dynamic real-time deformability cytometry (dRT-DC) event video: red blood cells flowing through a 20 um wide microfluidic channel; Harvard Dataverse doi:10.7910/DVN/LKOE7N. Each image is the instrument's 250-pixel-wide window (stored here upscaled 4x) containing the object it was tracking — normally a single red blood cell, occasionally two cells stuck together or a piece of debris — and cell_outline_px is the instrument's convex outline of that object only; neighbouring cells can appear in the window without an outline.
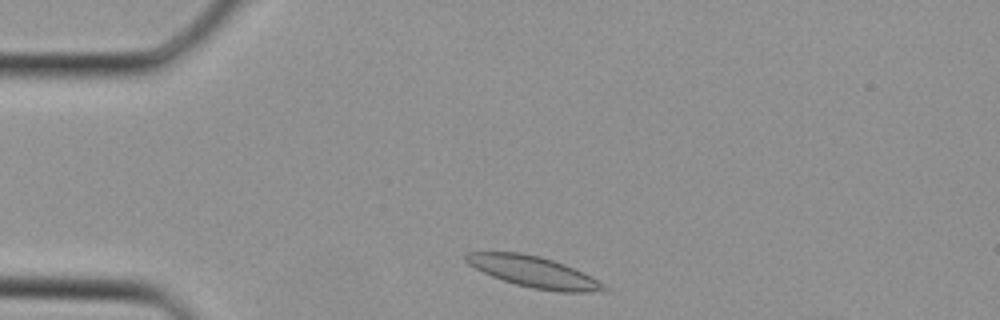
{"species": "Egyptian fruit bat (a non-hibernating species)", "species_latin": "Rousettus aegyptiacus", "temperature_condition": "cold", "stored_images_in_passage": 31, "camera_frame_rate_fps": 3000, "um_per_image_px": 0.085, "animal": {"sex": "female"}, "frame": {"image": 1, "passage_image": 2, "time_ms": 0.333, "image_size_px": [1000, 320], "cell_outline_px": [[612, 288], [608, 292], [560, 292], [532, 288], [516, 284], [492, 276], [468, 264], [464, 260], [464, 252], [520, 252], [540, 256], [564, 264], [584, 272], [600, 280]], "centroid_in_image_um": [45.46, 23.12], "position_along_channel_um": 39.5, "area_um2": 25.32}}
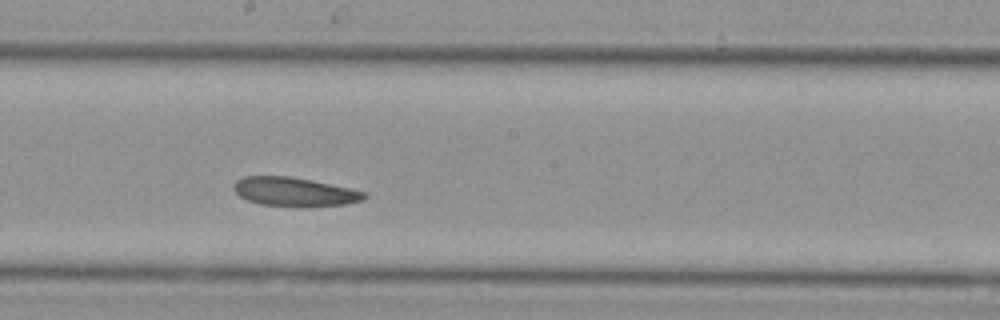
{"frame": {"image": 2, "passage_image": 14, "time_ms": 4.333, "image_size_px": [1000, 320], "cell_outline_px": [[368, 196], [364, 200], [348, 204], [308, 208], [300, 208], [260, 204], [248, 200], [240, 196], [232, 188], [232, 184], [236, 180], [244, 176], [288, 176], [312, 180], [368, 192]], "centroid_in_image_um": [25.07, 16.33], "position_along_channel_um": 223.1, "area_um2": 22.6}}
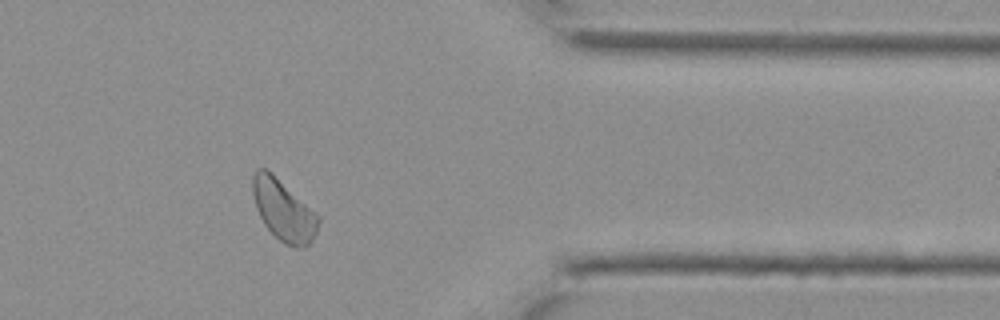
{"frame": {"image": 3, "passage_image": 24, "time_ms": 7.667, "image_size_px": [1000, 320], "cell_outline_px": [[320, 220], [316, 232], [312, 240], [304, 248], [296, 248], [284, 244], [264, 224], [256, 208], [252, 192], [252, 176], [256, 168], [264, 168], [272, 172], [320, 216]], "centroid_in_image_um": [24.1, 17.86], "position_along_channel_um": 387.3, "area_um2": 23.41}}